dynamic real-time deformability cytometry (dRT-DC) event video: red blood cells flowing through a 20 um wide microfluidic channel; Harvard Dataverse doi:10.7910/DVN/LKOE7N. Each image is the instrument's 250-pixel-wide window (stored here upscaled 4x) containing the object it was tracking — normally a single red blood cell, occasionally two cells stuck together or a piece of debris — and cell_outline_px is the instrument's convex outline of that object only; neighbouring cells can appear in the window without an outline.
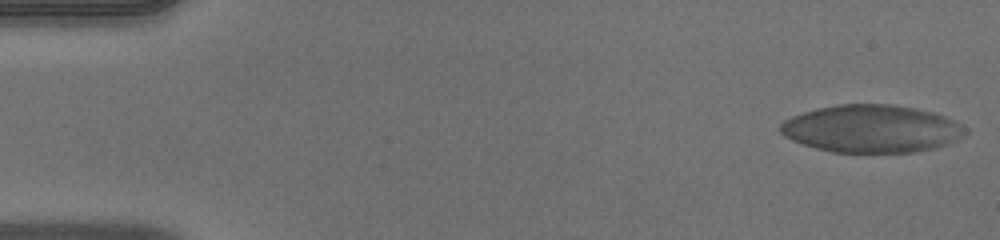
{"species": "human", "species_latin": "Homo sapiens", "temperature_condition": "warm", "stored_images_in_passage": 52, "camera_frame_rate_fps": 3000, "um_per_image_px": 0.085, "donor": {"sex": "male"}, "frame": {"image": 1, "passage_image": 1, "time_ms": 0.0, "image_size_px": [1000, 240], "cell_outline_px": [[968, 132], [956, 140], [936, 148], [916, 152], [832, 152], [816, 148], [792, 140], [784, 136], [780, 132], [780, 124], [784, 120], [792, 116], [816, 108], [836, 104], [892, 104], [916, 108], [932, 112], [956, 120]], "centroid_in_image_um": [74.08, 10.94], "position_along_channel_um": 10.9, "area_um2": 51.38}}
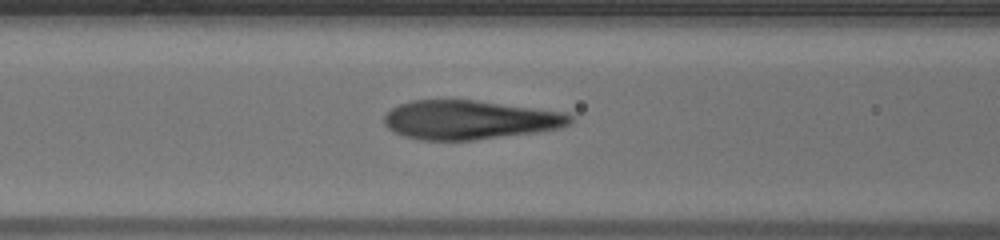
{"frame": {"image": 2, "passage_image": 21, "time_ms": 6.667, "image_size_px": [1000, 240], "cell_outline_px": [[572, 120], [568, 124], [560, 128], [536, 132], [472, 140], [420, 140], [404, 136], [388, 128], [384, 124], [384, 116], [392, 108], [400, 104], [412, 100], [476, 100], [568, 112], [572, 116]], "centroid_in_image_um": [39.93, 10.18], "position_along_channel_um": 126.7, "area_um2": 42.25}}
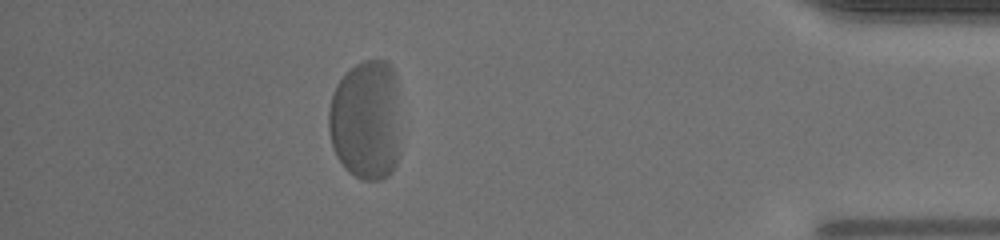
{"frame": {"image": 3, "passage_image": 46, "time_ms": 15.0, "image_size_px": [1000, 240], "cell_outline_px": [[400, 152], [396, 164], [392, 172], [388, 176], [380, 180], [364, 180], [348, 172], [344, 168], [336, 156], [332, 148], [328, 128], [328, 112], [332, 92], [336, 84], [344, 72], [356, 64], [364, 60], [388, 60], [396, 76]], "centroid_in_image_um": [31.1, 10.21], "position_along_channel_um": 404.1, "area_um2": 51.44}, "authors_computed_cell_mechanics": {"area_um2": 47.7428, "velocity_mm_per_s": 3.8535, "shape_relaxation_time_tau1_ms": 3.5281, "shape_relaxation_time_tau2_ms": null, "deformation_change_tau1": 0.1933, "deformation_change_tau2": null}}